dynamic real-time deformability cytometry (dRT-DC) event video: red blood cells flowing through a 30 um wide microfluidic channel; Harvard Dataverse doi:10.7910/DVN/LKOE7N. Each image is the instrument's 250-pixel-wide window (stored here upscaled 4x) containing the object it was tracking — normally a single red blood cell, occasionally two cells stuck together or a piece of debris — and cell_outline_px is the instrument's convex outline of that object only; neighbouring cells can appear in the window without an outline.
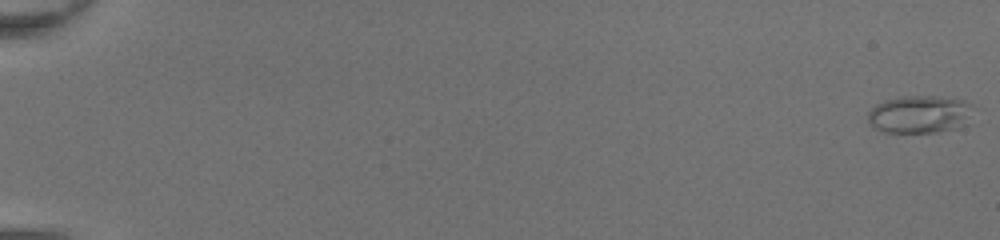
{"species": "common noctule bat (a hibernating species)", "species_latin": "Nyctalus noctula", "temperature_condition": "room temperature", "stored_images_in_passage": 50, "camera_frame_rate_fps": 3000, "um_per_image_px": 0.085, "animal": {"sex": "female", "body_mass_g": 20.0, "forearm_length_mm": 54.0}, "frame": {"image": 1, "passage_image": 1, "time_ms": 0.0, "image_size_px": [1000, 240], "cell_outline_px": [[972, 104], [956, 128], [936, 132], [884, 132], [876, 128], [868, 120], [868, 112], [876, 104], [884, 100], [900, 96], [936, 96], [964, 100]], "centroid_in_image_um": [78.04, 9.69], "position_along_channel_um": 7.0, "area_um2": 22.31}}
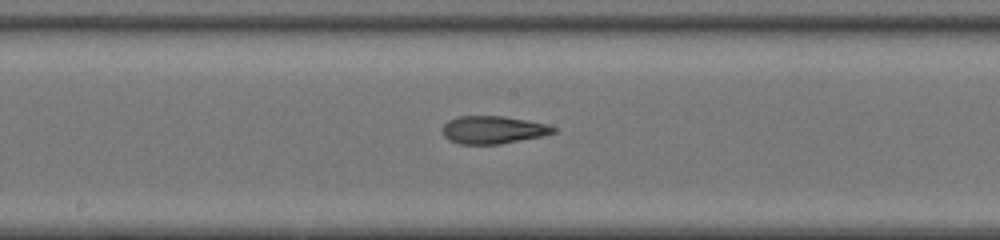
{"frame": {"image": 2, "passage_image": 29, "time_ms": 9.333, "image_size_px": [1000, 240], "cell_outline_px": [[560, 128], [556, 132], [544, 136], [500, 144], [460, 144], [448, 140], [444, 136], [440, 128], [448, 120], [456, 116], [504, 116], [548, 124]], "centroid_in_image_um": [41.92, 11.03], "position_along_channel_um": 206.3, "area_um2": 18.32}}
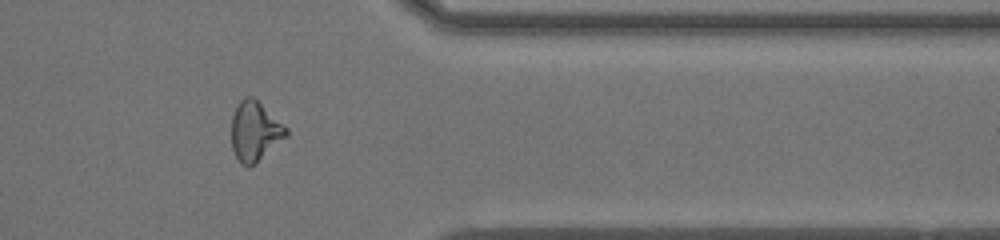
{"frame": {"image": 3, "passage_image": 42, "time_ms": 13.667, "image_size_px": [1000, 240], "cell_outline_px": [[288, 136], [256, 164], [248, 168], [240, 164], [232, 148], [232, 116], [240, 100], [248, 96], [252, 96], [288, 128]], "centroid_in_image_um": [21.68, 11.2], "position_along_channel_um": 389.7, "area_um2": 19.07}, "authors_computed_cell_mechanics": {"area_um2": 19.1318, "velocity_mm_per_s": 4.433, "shape_relaxation_time_tau1_ms": null, "shape_relaxation_time_tau2_ms": 1.4702, "deformation_change_tau1": null, "deformation_change_tau2": 0.0968}}